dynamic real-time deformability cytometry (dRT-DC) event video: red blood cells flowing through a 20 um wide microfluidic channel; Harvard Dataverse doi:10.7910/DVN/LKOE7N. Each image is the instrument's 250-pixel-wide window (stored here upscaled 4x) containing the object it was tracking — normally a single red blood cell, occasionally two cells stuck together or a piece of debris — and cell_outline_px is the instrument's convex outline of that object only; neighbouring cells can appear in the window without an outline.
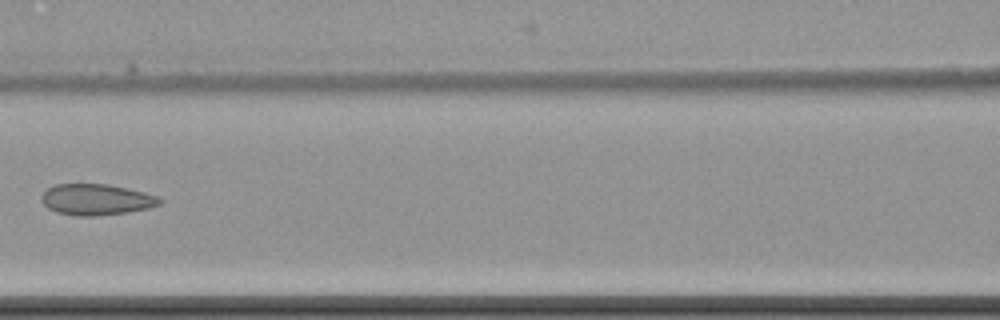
{"species": "common noctule bat (a hibernating species)", "species_latin": "Nyctalus noctula", "temperature_condition": "cold", "stored_images_in_passage": 8, "camera_frame_rate_fps": 3000, "um_per_image_px": 0.085, "animal": {"sex": "female", "body_mass_g": 22.7, "forearm_length_mm": 54.2}, "frame": {"image": 1, "passage_image": 8, "time_ms": 8.333, "image_size_px": [1000, 320], "cell_outline_px": [[160, 204], [148, 208], [128, 212], [96, 216], [76, 216], [56, 212], [48, 208], [40, 200], [40, 196], [48, 188], [56, 184], [108, 184], [128, 188], [144, 192], [156, 196], [160, 200]], "centroid_in_image_um": [8.14, 16.96], "position_along_channel_um": 158.5, "area_um2": 21.39}}